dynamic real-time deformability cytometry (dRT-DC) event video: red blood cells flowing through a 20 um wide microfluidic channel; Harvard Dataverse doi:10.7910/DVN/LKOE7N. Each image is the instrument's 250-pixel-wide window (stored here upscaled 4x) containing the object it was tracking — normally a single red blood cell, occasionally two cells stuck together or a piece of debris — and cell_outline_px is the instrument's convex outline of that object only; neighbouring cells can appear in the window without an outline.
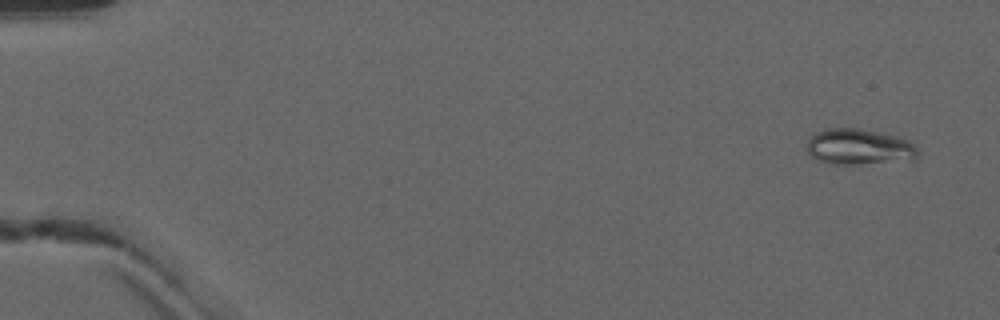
{"species": "common noctule bat (a hibernating species)", "species_latin": "Nyctalus noctula", "temperature_condition": "warm", "stored_images_in_passage": 17, "camera_frame_rate_fps": 3000, "um_per_image_px": 0.085, "animal": {"sex": "male", "forearm_length_mm": 52.5}, "frame": {"image": 1, "passage_image": 3, "time_ms": 0.667, "image_size_px": [1000, 320], "cell_outline_px": [[920, 152], [912, 160], [860, 164], [828, 164], [816, 160], [808, 152], [808, 136], [812, 132], [824, 128], [860, 128], [896, 136], [908, 140]], "centroid_in_image_um": [72.97, 12.48], "position_along_channel_um": 12.0, "area_um2": 23.47}}